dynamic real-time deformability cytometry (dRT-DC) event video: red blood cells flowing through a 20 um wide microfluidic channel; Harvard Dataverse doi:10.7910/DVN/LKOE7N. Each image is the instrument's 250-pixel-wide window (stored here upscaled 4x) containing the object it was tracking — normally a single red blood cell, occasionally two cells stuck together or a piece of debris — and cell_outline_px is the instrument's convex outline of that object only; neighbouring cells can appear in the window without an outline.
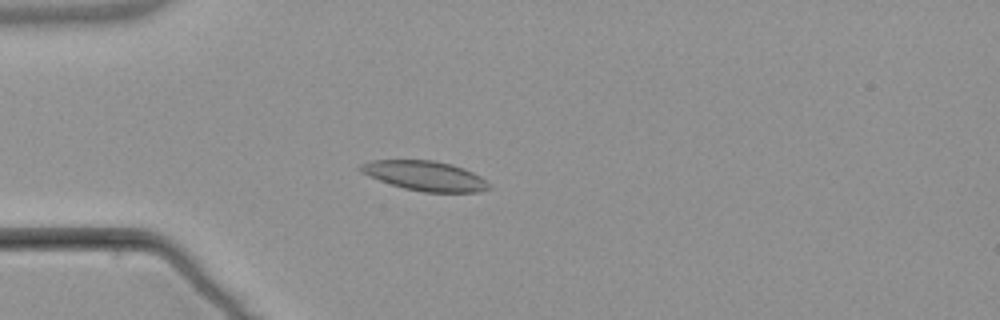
{"species": "common noctule bat (a hibernating species)", "species_latin": "Nyctalus noctula", "temperature_condition": "warm", "stored_images_in_passage": 3, "camera_frame_rate_fps": 3000, "um_per_image_px": 0.085, "animal": {"sex": "male", "body_mass_g": 21.5, "forearm_length_mm": 52.0}, "frame": {"image": 1, "passage_image": 2, "time_ms": 1.333, "image_size_px": [1000, 320], "cell_outline_px": [[492, 188], [480, 192], [424, 192], [404, 188], [380, 180], [360, 172], [356, 168], [360, 164], [372, 160], [432, 160], [452, 164], [464, 168], [480, 176]], "centroid_in_image_um": [36.11, 14.94], "position_along_channel_um": 48.9, "area_um2": 22.2}}